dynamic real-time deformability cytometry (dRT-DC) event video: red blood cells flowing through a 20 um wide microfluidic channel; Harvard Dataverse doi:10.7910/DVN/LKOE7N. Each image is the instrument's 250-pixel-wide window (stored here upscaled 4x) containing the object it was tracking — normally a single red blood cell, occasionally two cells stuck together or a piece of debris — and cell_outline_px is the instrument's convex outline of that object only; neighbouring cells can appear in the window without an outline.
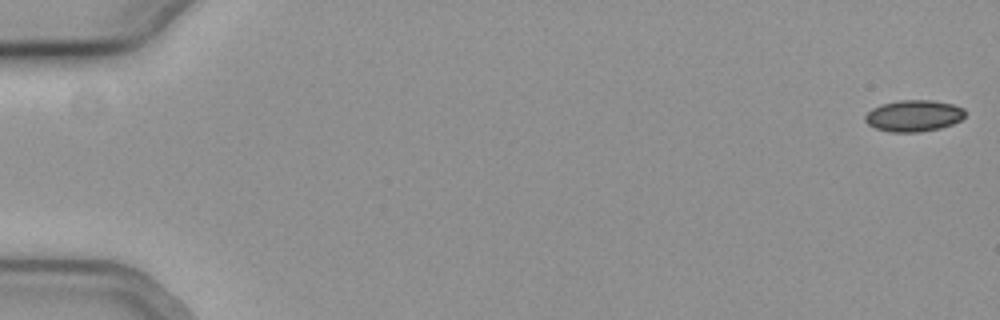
{"species": "common noctule bat (a hibernating species)", "species_latin": "Nyctalus noctula", "temperature_condition": "cold", "stored_images_in_passage": 4, "camera_frame_rate_fps": 3000, "um_per_image_px": 0.085, "animal": {"sex": "female", "body_mass_g": 19.3, "forearm_length_mm": 54.1}, "frame": {"image": 1, "passage_image": 1, "time_ms": 0.0, "image_size_px": [1000, 320], "cell_outline_px": [[964, 116], [960, 120], [952, 124], [940, 128], [920, 132], [892, 132], [876, 128], [868, 124], [864, 120], [864, 116], [872, 108], [884, 104], [900, 100], [928, 100], [952, 104], [964, 108]], "centroid_in_image_um": [77.66, 9.84], "position_along_channel_um": 7.3, "area_um2": 18.15}}